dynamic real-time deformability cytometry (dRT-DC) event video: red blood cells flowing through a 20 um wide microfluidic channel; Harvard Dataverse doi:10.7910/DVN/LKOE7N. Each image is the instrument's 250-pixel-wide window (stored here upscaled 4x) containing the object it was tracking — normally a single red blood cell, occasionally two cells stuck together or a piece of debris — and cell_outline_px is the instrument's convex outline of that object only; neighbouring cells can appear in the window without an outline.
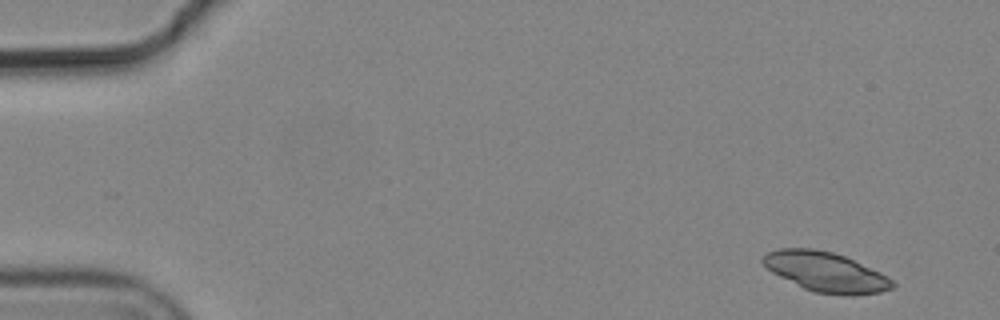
{"species": "common noctule bat (a hibernating species)", "species_latin": "Nyctalus noctula", "temperature_condition": "cold", "stored_images_in_passage": 6, "segment_of_instrument_passage": [1, 2], "camera_frame_rate_fps": 3000, "um_per_image_px": 0.085, "animal": {"sex": "male", "body_mass_g": 19.2, "forearm_length_mm": 51.8}, "frame": {"image": 1, "passage_image": 1, "time_ms": 0.0, "image_size_px": [1000, 320], "cell_outline_px": [[896, 284], [892, 288], [880, 292], [816, 292], [804, 288], [772, 272], [760, 260], [768, 252], [780, 248], [812, 248], [832, 252], [844, 256], [880, 272], [888, 276]], "centroid_in_image_um": [70.15, 23.05], "position_along_channel_um": 14.9, "area_um2": 28.73}}